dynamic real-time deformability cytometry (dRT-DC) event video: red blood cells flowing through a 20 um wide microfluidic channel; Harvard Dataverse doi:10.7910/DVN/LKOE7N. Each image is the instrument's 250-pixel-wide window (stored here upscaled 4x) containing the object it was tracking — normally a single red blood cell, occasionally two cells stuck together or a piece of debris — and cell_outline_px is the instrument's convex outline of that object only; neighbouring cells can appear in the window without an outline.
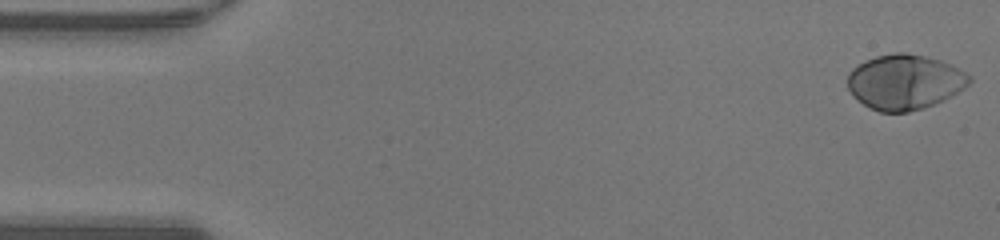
{"species": "human", "species_latin": "Homo sapiens", "temperature_condition": "warm", "stored_images_in_passage": 48, "camera_frame_rate_fps": 3000, "um_per_image_px": 0.085, "donor": {"sex": "male"}, "frame": {"image": 1, "passage_image": 1, "time_ms": 0.0, "image_size_px": [1000, 240], "cell_outline_px": [[972, 80], [964, 88], [924, 108], [908, 112], [880, 112], [864, 104], [852, 96], [848, 88], [848, 72], [852, 68], [876, 56], [896, 52], [904, 52], [924, 56], [940, 60], [972, 76]], "centroid_in_image_um": [76.87, 6.97], "position_along_channel_um": 8.1, "area_um2": 38.55}}
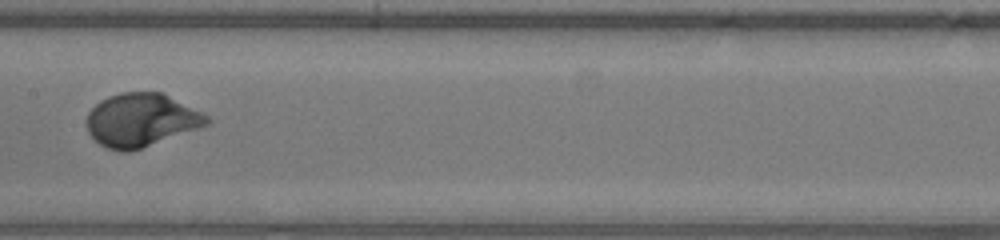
{"frame": {"image": 2, "passage_image": 24, "time_ms": 7.667, "image_size_px": [1000, 240], "cell_outline_px": [[212, 120], [208, 124], [140, 148], [128, 152], [120, 152], [108, 148], [100, 144], [88, 132], [88, 112], [100, 100], [108, 96], [120, 92], [160, 92], [208, 116]], "centroid_in_image_um": [11.95, 10.2], "position_along_channel_um": 195.4, "area_um2": 36.47}}
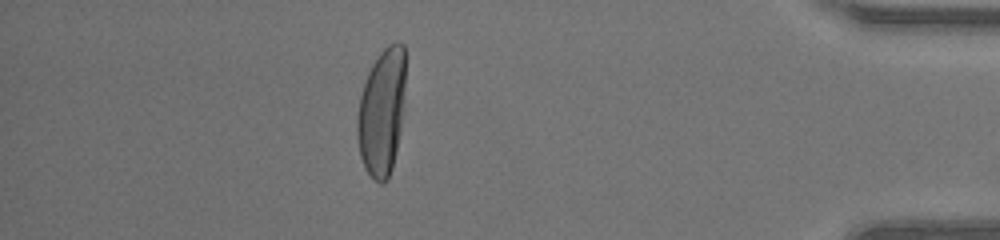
{"frame": {"image": 3, "passage_image": 42, "time_ms": 13.667, "image_size_px": [1000, 240], "cell_outline_px": [[404, 88], [400, 132], [396, 152], [392, 168], [388, 180], [384, 184], [380, 184], [364, 168], [360, 156], [356, 136], [356, 120], [360, 96], [368, 72], [372, 64], [380, 52], [388, 44], [396, 40], [404, 44]], "centroid_in_image_um": [32.43, 9.53], "position_along_channel_um": 402.8, "area_um2": 35.84}, "authors_computed_cell_mechanics": {"area_um2": 37.0787, "velocity_mm_per_s": 4.2742, "shape_relaxation_time_tau1_ms": 2.215, "shape_relaxation_time_tau2_ms": null, "deformation_change_tau1": 0.1865, "deformation_change_tau2": null}}